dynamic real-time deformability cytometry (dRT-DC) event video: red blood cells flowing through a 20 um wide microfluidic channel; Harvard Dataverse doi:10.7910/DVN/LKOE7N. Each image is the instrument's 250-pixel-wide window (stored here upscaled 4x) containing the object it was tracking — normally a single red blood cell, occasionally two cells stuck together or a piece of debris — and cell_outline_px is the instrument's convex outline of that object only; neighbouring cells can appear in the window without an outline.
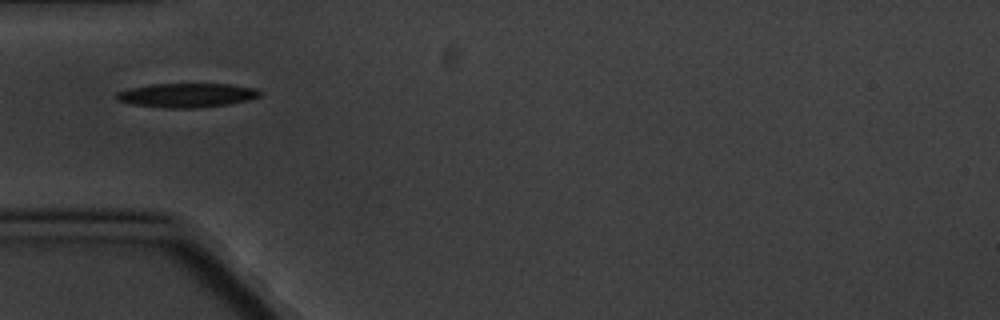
{"species": "common noctule bat (a hibernating species)", "species_latin": "Nyctalus noctula", "temperature_condition": "cold", "stored_images_in_passage": 3, "camera_frame_rate_fps": 3000, "um_per_image_px": 0.085, "animal": {"sex": "male", "body_mass_g": 20.1, "forearm_length_mm": 53.5}, "frame": {"image": 1, "passage_image": 1, "time_ms": 0.0, "image_size_px": [1000, 320], "cell_outline_px": [[264, 92], [260, 96], [248, 100], [228, 104], [196, 108], [164, 108], [132, 104], [116, 100], [116, 92], [132, 88], [152, 84], [228, 84], [256, 88]], "centroid_in_image_um": [15.91, 8.1], "position_along_channel_um": 69.1, "area_um2": 20.17}}